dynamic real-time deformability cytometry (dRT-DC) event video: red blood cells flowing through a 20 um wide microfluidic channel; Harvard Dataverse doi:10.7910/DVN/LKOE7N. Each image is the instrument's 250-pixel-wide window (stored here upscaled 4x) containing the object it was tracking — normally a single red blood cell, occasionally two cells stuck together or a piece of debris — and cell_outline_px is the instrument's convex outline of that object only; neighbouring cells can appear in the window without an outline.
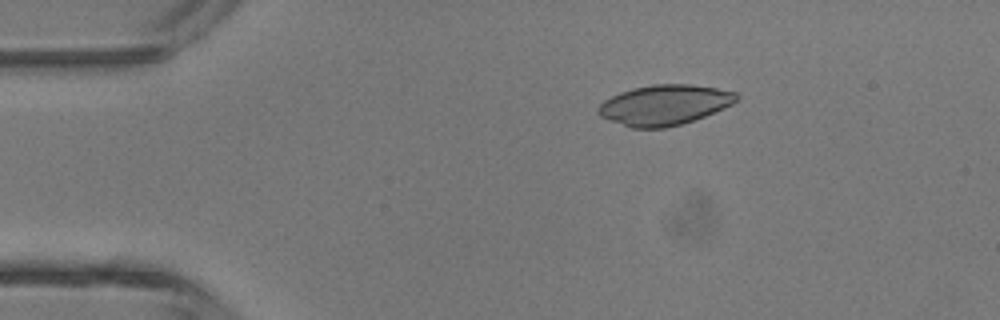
{"species": "common noctule bat (a hibernating species)", "species_latin": "Nyctalus noctula", "temperature_condition": "room temperature", "stored_images_in_passage": 5, "camera_frame_rate_fps": 3000, "um_per_image_px": 0.085, "animal": {"sex": "male", "body_mass_g": 13.3}, "frame": {"image": 1, "passage_image": 3, "time_ms": 2.333, "image_size_px": [1000, 320], "cell_outline_px": [[740, 96], [732, 104], [724, 108], [704, 116], [680, 124], [664, 128], [632, 128], [608, 120], [600, 116], [596, 112], [596, 108], [604, 100], [620, 92], [632, 88], [652, 84], [688, 84], [716, 88], [736, 92]], "centroid_in_image_um": [56.44, 8.91], "position_along_channel_um": 28.6, "area_um2": 32.37}}